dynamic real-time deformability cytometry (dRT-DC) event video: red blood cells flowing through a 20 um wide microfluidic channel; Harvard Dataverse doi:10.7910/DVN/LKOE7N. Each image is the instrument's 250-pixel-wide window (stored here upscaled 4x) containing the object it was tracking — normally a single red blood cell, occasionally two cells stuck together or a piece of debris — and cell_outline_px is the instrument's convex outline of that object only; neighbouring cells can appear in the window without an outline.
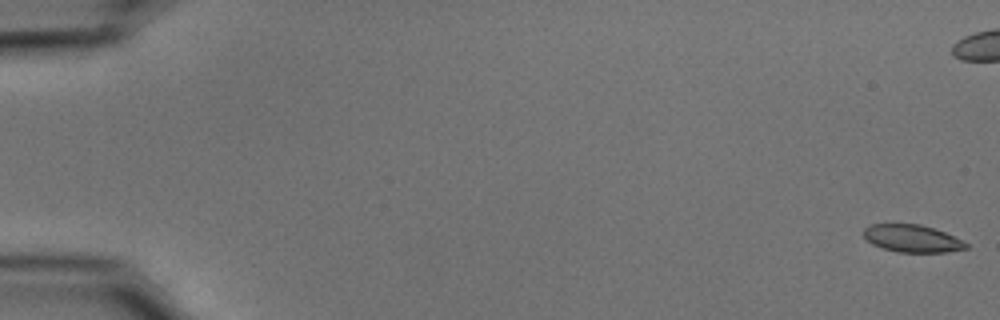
{"species": "common noctule bat (a hibernating species)", "species_latin": "Nyctalus noctula", "temperature_condition": "cold", "stored_images_in_passage": 56, "camera_frame_rate_fps": 3000, "um_per_image_px": 0.085, "animal": {"sex": "male", "body_mass_g": 15.6}, "frame": {"image": 1, "passage_image": 1, "time_ms": 0.0, "image_size_px": [1000, 320], "cell_outline_px": [[968, 248], [944, 252], [900, 252], [884, 248], [872, 244], [864, 236], [864, 228], [868, 224], [920, 224], [944, 232], [968, 244]], "centroid_in_image_um": [77.5, 20.26], "position_along_channel_um": 7.5, "area_um2": 16.07}}
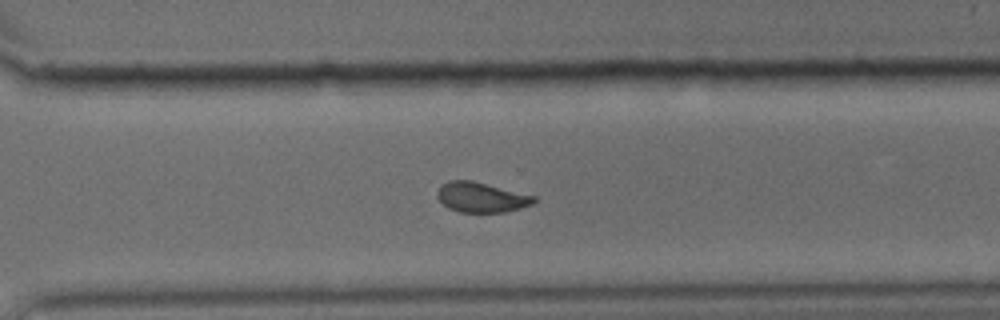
{"frame": {"image": 2, "passage_image": 40, "time_ms": 13.0, "image_size_px": [1000, 320], "cell_outline_px": [[536, 200], [532, 204], [520, 208], [504, 212], [460, 212], [448, 208], [436, 196], [436, 192], [440, 184], [448, 180], [472, 180], [536, 196]], "centroid_in_image_um": [40.88, 16.76], "position_along_channel_um": 329.7, "area_um2": 16.99}}
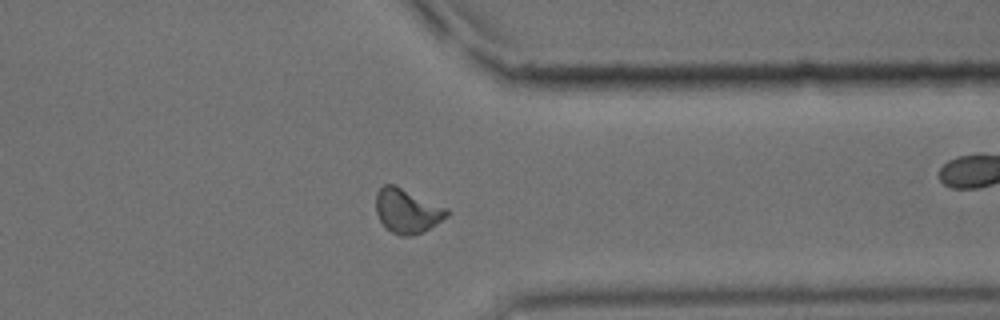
{"frame": {"image": 3, "passage_image": 44, "time_ms": 14.333, "image_size_px": [1000, 320], "cell_outline_px": [[448, 216], [436, 224], [412, 236], [400, 236], [384, 228], [376, 212], [376, 192], [384, 184], [396, 184], [448, 208]], "centroid_in_image_um": [34.58, 17.91], "position_along_channel_um": 376.8, "area_um2": 18.5}, "authors_computed_cell_mechanics": {"area_um2": 17.629, "velocity_mm_per_s": 3.6996, "shape_relaxation_time_tau1_ms": null, "shape_relaxation_time_tau2_ms": 2.0435, "deformation_change_tau1": null, "deformation_change_tau2": 0.0587}}